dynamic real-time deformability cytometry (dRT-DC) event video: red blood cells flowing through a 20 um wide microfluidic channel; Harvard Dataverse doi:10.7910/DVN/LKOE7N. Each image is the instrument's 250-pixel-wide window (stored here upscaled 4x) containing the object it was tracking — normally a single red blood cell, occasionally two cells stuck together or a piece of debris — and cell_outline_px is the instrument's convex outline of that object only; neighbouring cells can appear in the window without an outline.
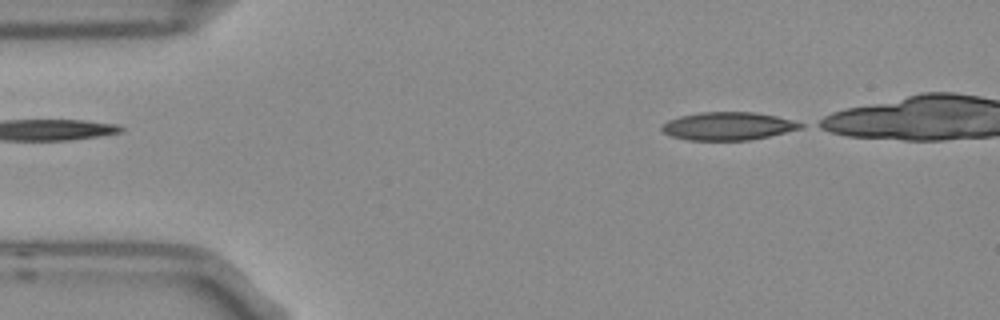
{"species": "Egyptian fruit bat (a non-hibernating species)", "species_latin": "Rousettus aegyptiacus", "temperature_condition": "room temperature", "stored_images_in_passage": 4, "segment_of_instrument_passage": [2, 2], "camera_frame_rate_fps": 3000, "um_per_image_px": 0.085, "frame": {"image": 1, "passage_image": 4, "time_ms": 1.0, "image_size_px": [1000, 320], "cell_outline_px": [[804, 128], [768, 136], [748, 140], [688, 140], [672, 136], [664, 132], [660, 128], [668, 120], [680, 116], [700, 112], [752, 112], [776, 116], [792, 120], [804, 124]], "centroid_in_image_um": [61.89, 10.72], "position_along_channel_um": 23.1, "area_um2": 22.48}}